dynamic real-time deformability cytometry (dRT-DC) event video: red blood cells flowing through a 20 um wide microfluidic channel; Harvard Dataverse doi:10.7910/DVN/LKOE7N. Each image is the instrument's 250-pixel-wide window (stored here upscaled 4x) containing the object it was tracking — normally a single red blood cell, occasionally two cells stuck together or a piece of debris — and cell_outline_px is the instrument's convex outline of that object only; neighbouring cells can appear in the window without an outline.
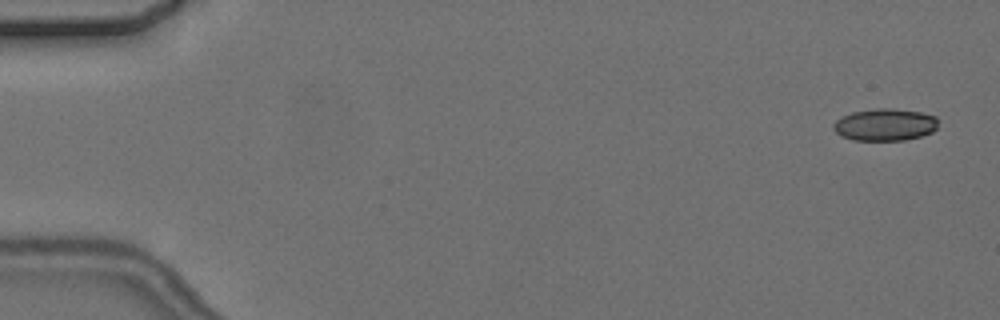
{"species": "common noctule bat (a hibernating species)", "species_latin": "Nyctalus noctula", "temperature_condition": "cold", "stored_images_in_passage": 4, "camera_frame_rate_fps": 3000, "um_per_image_px": 0.085, "animal": {"sex": "female", "body_mass_g": 24.6, "forearm_length_mm": 56.2}, "frame": {"image": 1, "passage_image": 1, "time_ms": 0.0, "image_size_px": [1000, 320], "cell_outline_px": [[936, 128], [932, 132], [920, 136], [904, 140], [852, 140], [840, 136], [832, 128], [832, 124], [836, 120], [852, 112], [876, 108], [892, 108], [920, 112], [936, 116]], "centroid_in_image_um": [75.19, 10.6], "position_along_channel_um": 9.8, "area_um2": 19.59}}